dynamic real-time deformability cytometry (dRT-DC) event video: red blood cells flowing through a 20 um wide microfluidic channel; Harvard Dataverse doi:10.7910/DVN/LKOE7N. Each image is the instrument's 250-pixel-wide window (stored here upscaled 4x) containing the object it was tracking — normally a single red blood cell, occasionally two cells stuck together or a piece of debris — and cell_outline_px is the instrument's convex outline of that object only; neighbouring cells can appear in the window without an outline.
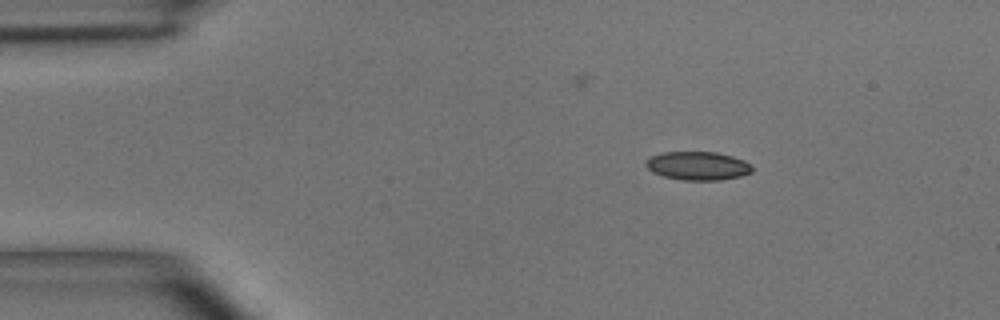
{"species": "common noctule bat (a hibernating species)", "species_latin": "Nyctalus noctula", "temperature_condition": "room temperature", "stored_images_in_passage": 4, "segment_of_instrument_passage": [1, 2], "camera_frame_rate_fps": 3000, "um_per_image_px": 0.085, "animal": {"sex": "male", "body_mass_g": 15.6}, "frame": {"image": 1, "passage_image": 1, "time_ms": 0.0, "image_size_px": [1000, 320], "cell_outline_px": [[752, 172], [740, 176], [720, 180], [680, 180], [664, 176], [652, 172], [644, 164], [644, 160], [660, 152], [716, 152], [732, 156], [744, 160], [752, 164]], "centroid_in_image_um": [59.3, 14.09], "position_along_channel_um": 25.7, "area_um2": 17.8}}